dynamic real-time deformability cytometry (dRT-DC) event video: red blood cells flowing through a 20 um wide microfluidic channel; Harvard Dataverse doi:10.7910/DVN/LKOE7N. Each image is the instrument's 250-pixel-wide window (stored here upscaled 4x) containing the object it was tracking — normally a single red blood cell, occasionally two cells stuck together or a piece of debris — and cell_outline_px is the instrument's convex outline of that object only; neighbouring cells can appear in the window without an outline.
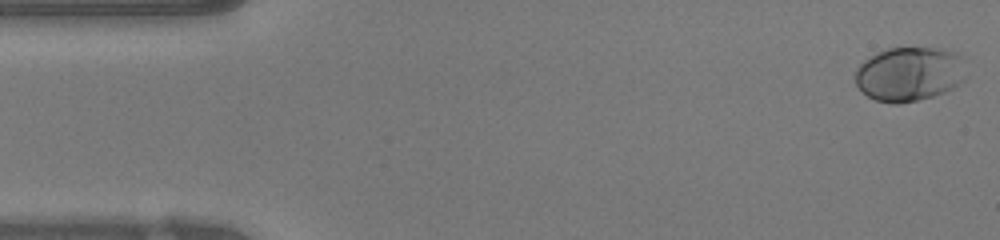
{"species": "human", "species_latin": "Homo sapiens", "temperature_condition": "warm", "stored_images_in_passage": 47, "camera_frame_rate_fps": 3000, "um_per_image_px": 0.085, "donor": {"sex": "female"}, "frame": {"image": 1, "passage_image": 1, "time_ms": 0.0, "image_size_px": [1000, 240], "cell_outline_px": [[964, 80], [952, 88], [944, 92], [932, 96], [916, 100], [896, 104], [892, 104], [876, 100], [868, 96], [856, 84], [856, 68], [864, 60], [876, 52], [888, 48], [936, 48], [956, 52], [964, 56]], "centroid_in_image_um": [77.3, 6.27], "position_along_channel_um": 7.7, "area_um2": 35.08}}
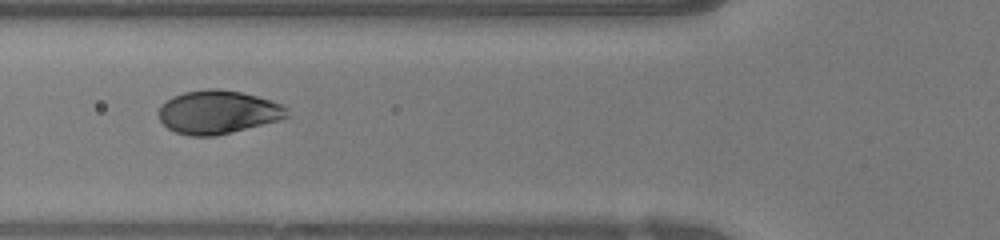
{"frame": {"image": 2, "passage_image": 17, "time_ms": 5.333, "image_size_px": [1000, 240], "cell_outline_px": [[288, 116], [280, 120], [216, 136], [188, 136], [176, 132], [168, 128], [160, 120], [156, 112], [172, 96], [184, 92], [208, 88], [216, 88], [240, 92], [272, 100], [284, 104], [288, 108]], "centroid_in_image_um": [18.54, 9.53], "position_along_channel_um": 107.3, "area_um2": 32.6}}
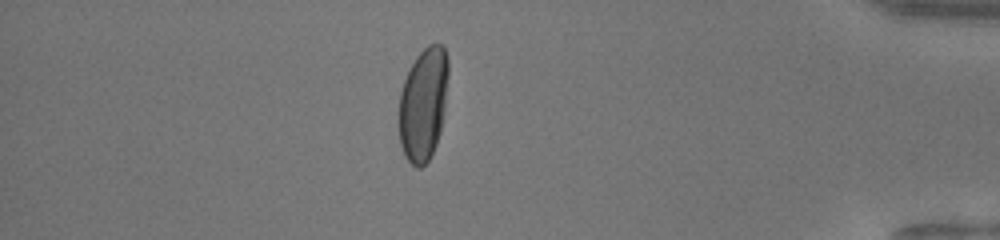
{"frame": {"image": 3, "passage_image": 41, "time_ms": 13.333, "image_size_px": [1000, 240], "cell_outline_px": [[448, 76], [444, 108], [440, 132], [436, 144], [428, 160], [420, 168], [416, 168], [404, 156], [400, 144], [400, 92], [408, 68], [416, 56], [428, 44], [440, 44], [444, 48], [448, 56]], "centroid_in_image_um": [35.98, 8.82], "position_along_channel_um": 399.2, "area_um2": 32.43}, "authors_computed_cell_mechanics": {"area_um2": 33.3506, "velocity_mm_per_s": 4.2207, "shape_relaxation_time_tau1_ms": 2.601, "shape_relaxation_time_tau2_ms": null, "deformation_change_tau1": 0.1646, "deformation_change_tau2": null}}